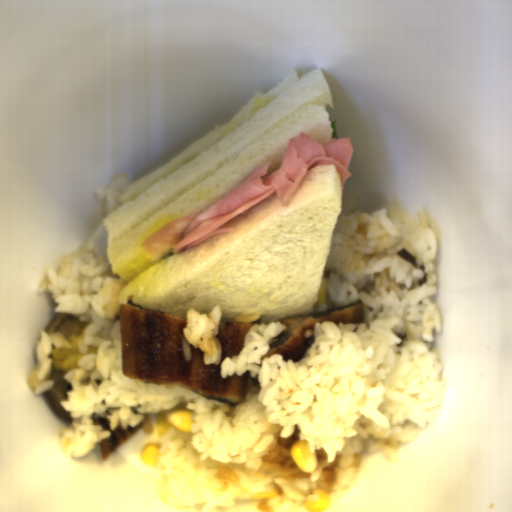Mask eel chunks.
Wrapping results in <instances>:
<instances>
[{"label":"eel chunks","mask_w":512,"mask_h":512,"mask_svg":"<svg viewBox=\"0 0 512 512\" xmlns=\"http://www.w3.org/2000/svg\"><path fill=\"white\" fill-rule=\"evenodd\" d=\"M364 301L357 298L356 302H350L348 305L339 306L335 309L314 313L305 317H285L280 320L281 324H286L289 332L288 339L261 356L270 358L273 354H281V357L288 362L294 363L304 358L308 348L314 343L315 324L324 321L334 322L335 325L341 324H359L365 320Z\"/></svg>","instance_id":"eel-chunks-2"},{"label":"eel chunks","mask_w":512,"mask_h":512,"mask_svg":"<svg viewBox=\"0 0 512 512\" xmlns=\"http://www.w3.org/2000/svg\"><path fill=\"white\" fill-rule=\"evenodd\" d=\"M260 314L238 315L236 322H219L215 336L221 344V361L205 364L203 352L189 343L192 356L186 361L183 329L187 320L157 311L120 304V342L122 373L134 380L155 383L166 388L179 386L223 405L239 407L247 397L248 380L260 388L258 374L233 373L221 377V364L234 359L245 346L244 337L258 322Z\"/></svg>","instance_id":"eel-chunks-1"},{"label":"eel chunks","mask_w":512,"mask_h":512,"mask_svg":"<svg viewBox=\"0 0 512 512\" xmlns=\"http://www.w3.org/2000/svg\"><path fill=\"white\" fill-rule=\"evenodd\" d=\"M121 409L119 407H105L103 415L98 414L96 412H92L89 416L90 419H93L95 425H101L103 431H110L111 435L106 439H101L98 441L100 457L102 461H108L110 456L114 451L125 445L129 440H131L139 431H141L146 422H141L135 427H132L127 424V428L124 429L119 424L115 429L110 428V418L112 413Z\"/></svg>","instance_id":"eel-chunks-3"}]
</instances>
